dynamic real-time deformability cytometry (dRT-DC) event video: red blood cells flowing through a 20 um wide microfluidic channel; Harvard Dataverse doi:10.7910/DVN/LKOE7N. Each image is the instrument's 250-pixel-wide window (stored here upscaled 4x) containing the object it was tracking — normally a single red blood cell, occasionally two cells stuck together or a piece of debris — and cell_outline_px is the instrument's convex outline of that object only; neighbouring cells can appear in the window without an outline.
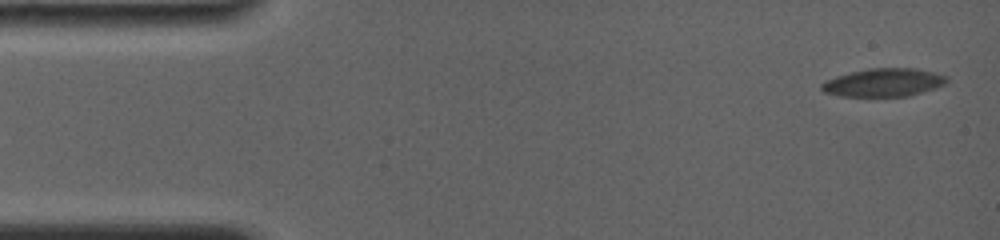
{"species": "common noctule bat (a hibernating species)", "species_latin": "Nyctalus noctula", "temperature_condition": "room temperature", "stored_images_in_passage": 29, "camera_frame_rate_fps": 4000, "um_per_image_px": 0.085, "animal": {"sex": "female", "body_mass_g": 19.0, "forearm_length_mm": 56.7}, "frame": {"image": 1, "passage_image": 1, "time_ms": 0.0, "image_size_px": [1000, 240], "cell_outline_px": [[948, 80], [944, 84], [936, 88], [908, 96], [840, 96], [824, 92], [820, 88], [820, 84], [824, 80], [836, 76], [868, 68], [916, 68], [948, 76]], "centroid_in_image_um": [75.09, 7.01], "position_along_channel_um": 9.9, "area_um2": 20.58}}
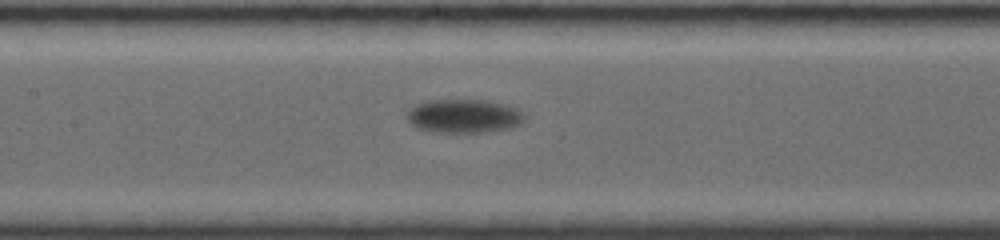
{"frame": {"image": 2, "passage_image": 13, "time_ms": 7.75, "image_size_px": [1000, 240], "cell_outline_px": [[524, 120], [520, 124], [512, 128], [480, 132], [432, 132], [416, 128], [408, 124], [408, 108], [416, 104], [428, 100], [484, 100], [516, 108], [524, 116]], "centroid_in_image_um": [39.36, 9.87], "position_along_channel_um": 168.0, "area_um2": 23.0}}
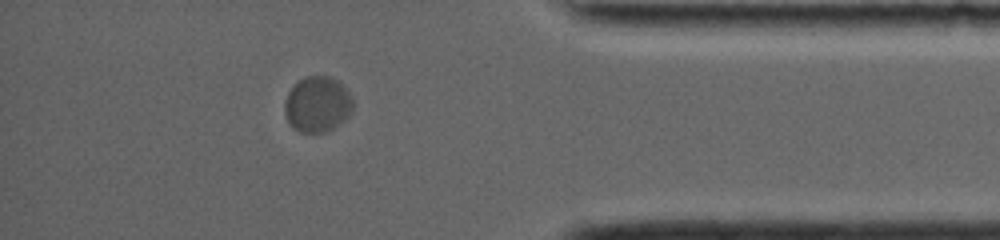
{"frame": {"image": 3, "passage_image": 25, "time_ms": 15.0, "image_size_px": [1000, 240], "cell_outline_px": [[352, 112], [340, 124], [324, 132], [300, 132], [292, 128], [284, 112], [284, 104], [288, 92], [304, 76], [328, 76], [336, 80], [352, 96]], "centroid_in_image_um": [26.97, 8.88], "position_along_channel_um": 408.2, "area_um2": 21.96}, "authors_computed_cell_mechanics": {"area_um2": 22.4264, "velocity_mm_per_s": 3.5232, "shape_relaxation_time_tau1_ms": 8.1057, "shape_relaxation_time_tau2_ms": null, "deformation_change_tau1": 0.1503, "deformation_change_tau2": null}}